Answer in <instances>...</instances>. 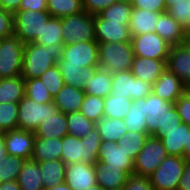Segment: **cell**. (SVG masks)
Listing matches in <instances>:
<instances>
[{"label": "cell", "mask_w": 190, "mask_h": 190, "mask_svg": "<svg viewBox=\"0 0 190 190\" xmlns=\"http://www.w3.org/2000/svg\"><path fill=\"white\" fill-rule=\"evenodd\" d=\"M63 47L60 44L39 45L31 42L24 46L21 76L24 79L40 78L47 70L57 64Z\"/></svg>", "instance_id": "6da1fadb"}, {"label": "cell", "mask_w": 190, "mask_h": 190, "mask_svg": "<svg viewBox=\"0 0 190 190\" xmlns=\"http://www.w3.org/2000/svg\"><path fill=\"white\" fill-rule=\"evenodd\" d=\"M144 110L149 135L159 138L164 129H171L182 123L174 103L150 93L145 97Z\"/></svg>", "instance_id": "7a4b0ae2"}, {"label": "cell", "mask_w": 190, "mask_h": 190, "mask_svg": "<svg viewBox=\"0 0 190 190\" xmlns=\"http://www.w3.org/2000/svg\"><path fill=\"white\" fill-rule=\"evenodd\" d=\"M102 139L97 129L90 131L84 138L66 135L62 138L61 160L65 165L73 163L94 164Z\"/></svg>", "instance_id": "3957f363"}, {"label": "cell", "mask_w": 190, "mask_h": 190, "mask_svg": "<svg viewBox=\"0 0 190 190\" xmlns=\"http://www.w3.org/2000/svg\"><path fill=\"white\" fill-rule=\"evenodd\" d=\"M98 51L99 67L111 75L131 70L135 57L131 41L99 43Z\"/></svg>", "instance_id": "277c9868"}, {"label": "cell", "mask_w": 190, "mask_h": 190, "mask_svg": "<svg viewBox=\"0 0 190 190\" xmlns=\"http://www.w3.org/2000/svg\"><path fill=\"white\" fill-rule=\"evenodd\" d=\"M51 17L47 10L19 9L13 14L14 34L26 43L33 42L41 34L46 23Z\"/></svg>", "instance_id": "5b68a950"}, {"label": "cell", "mask_w": 190, "mask_h": 190, "mask_svg": "<svg viewBox=\"0 0 190 190\" xmlns=\"http://www.w3.org/2000/svg\"><path fill=\"white\" fill-rule=\"evenodd\" d=\"M58 111L54 102L40 104L25 96L18 103L17 129L34 133L39 124Z\"/></svg>", "instance_id": "8992f818"}, {"label": "cell", "mask_w": 190, "mask_h": 190, "mask_svg": "<svg viewBox=\"0 0 190 190\" xmlns=\"http://www.w3.org/2000/svg\"><path fill=\"white\" fill-rule=\"evenodd\" d=\"M62 37L64 45L80 41H95L94 15L83 11L62 18Z\"/></svg>", "instance_id": "52a82bcc"}, {"label": "cell", "mask_w": 190, "mask_h": 190, "mask_svg": "<svg viewBox=\"0 0 190 190\" xmlns=\"http://www.w3.org/2000/svg\"><path fill=\"white\" fill-rule=\"evenodd\" d=\"M98 50L99 43L96 40L64 45L57 65L74 67L99 66Z\"/></svg>", "instance_id": "ba28073f"}, {"label": "cell", "mask_w": 190, "mask_h": 190, "mask_svg": "<svg viewBox=\"0 0 190 190\" xmlns=\"http://www.w3.org/2000/svg\"><path fill=\"white\" fill-rule=\"evenodd\" d=\"M25 44L15 34L0 42V79L21 75Z\"/></svg>", "instance_id": "9c48e42d"}, {"label": "cell", "mask_w": 190, "mask_h": 190, "mask_svg": "<svg viewBox=\"0 0 190 190\" xmlns=\"http://www.w3.org/2000/svg\"><path fill=\"white\" fill-rule=\"evenodd\" d=\"M167 156L160 138L148 136L144 147L134 160L133 174L149 178Z\"/></svg>", "instance_id": "30bf717a"}, {"label": "cell", "mask_w": 190, "mask_h": 190, "mask_svg": "<svg viewBox=\"0 0 190 190\" xmlns=\"http://www.w3.org/2000/svg\"><path fill=\"white\" fill-rule=\"evenodd\" d=\"M185 162L183 157L168 155L149 177L154 190H177Z\"/></svg>", "instance_id": "8fae6325"}, {"label": "cell", "mask_w": 190, "mask_h": 190, "mask_svg": "<svg viewBox=\"0 0 190 190\" xmlns=\"http://www.w3.org/2000/svg\"><path fill=\"white\" fill-rule=\"evenodd\" d=\"M152 84L136 78L131 70L112 75L111 95L129 97L132 101L152 93Z\"/></svg>", "instance_id": "7c38bea8"}, {"label": "cell", "mask_w": 190, "mask_h": 190, "mask_svg": "<svg viewBox=\"0 0 190 190\" xmlns=\"http://www.w3.org/2000/svg\"><path fill=\"white\" fill-rule=\"evenodd\" d=\"M134 56L168 61L171 45L156 32L131 37Z\"/></svg>", "instance_id": "4fadbf2b"}, {"label": "cell", "mask_w": 190, "mask_h": 190, "mask_svg": "<svg viewBox=\"0 0 190 190\" xmlns=\"http://www.w3.org/2000/svg\"><path fill=\"white\" fill-rule=\"evenodd\" d=\"M35 135L33 132L13 129L4 133L5 147L8 155L29 160L33 156Z\"/></svg>", "instance_id": "5bb4252c"}, {"label": "cell", "mask_w": 190, "mask_h": 190, "mask_svg": "<svg viewBox=\"0 0 190 190\" xmlns=\"http://www.w3.org/2000/svg\"><path fill=\"white\" fill-rule=\"evenodd\" d=\"M95 40L98 43L131 41L128 25L124 22L106 21L98 14L94 15Z\"/></svg>", "instance_id": "9a60e30c"}, {"label": "cell", "mask_w": 190, "mask_h": 190, "mask_svg": "<svg viewBox=\"0 0 190 190\" xmlns=\"http://www.w3.org/2000/svg\"><path fill=\"white\" fill-rule=\"evenodd\" d=\"M97 161L119 167L129 176L134 173V159L117 142L102 140Z\"/></svg>", "instance_id": "2e32d148"}, {"label": "cell", "mask_w": 190, "mask_h": 190, "mask_svg": "<svg viewBox=\"0 0 190 190\" xmlns=\"http://www.w3.org/2000/svg\"><path fill=\"white\" fill-rule=\"evenodd\" d=\"M167 68L190 88V45L188 42L171 46Z\"/></svg>", "instance_id": "e0dca14e"}, {"label": "cell", "mask_w": 190, "mask_h": 190, "mask_svg": "<svg viewBox=\"0 0 190 190\" xmlns=\"http://www.w3.org/2000/svg\"><path fill=\"white\" fill-rule=\"evenodd\" d=\"M65 183L72 190H86L97 184L94 164L73 163L66 165Z\"/></svg>", "instance_id": "ac0fdd59"}, {"label": "cell", "mask_w": 190, "mask_h": 190, "mask_svg": "<svg viewBox=\"0 0 190 190\" xmlns=\"http://www.w3.org/2000/svg\"><path fill=\"white\" fill-rule=\"evenodd\" d=\"M188 87L168 68L152 86V93L161 99L175 103Z\"/></svg>", "instance_id": "d6986e66"}, {"label": "cell", "mask_w": 190, "mask_h": 190, "mask_svg": "<svg viewBox=\"0 0 190 190\" xmlns=\"http://www.w3.org/2000/svg\"><path fill=\"white\" fill-rule=\"evenodd\" d=\"M96 181L104 190H122L129 175L121 168L100 161L94 163Z\"/></svg>", "instance_id": "ffe728a7"}, {"label": "cell", "mask_w": 190, "mask_h": 190, "mask_svg": "<svg viewBox=\"0 0 190 190\" xmlns=\"http://www.w3.org/2000/svg\"><path fill=\"white\" fill-rule=\"evenodd\" d=\"M155 32L171 46L187 42V30L168 12L159 15Z\"/></svg>", "instance_id": "44dd1931"}, {"label": "cell", "mask_w": 190, "mask_h": 190, "mask_svg": "<svg viewBox=\"0 0 190 190\" xmlns=\"http://www.w3.org/2000/svg\"><path fill=\"white\" fill-rule=\"evenodd\" d=\"M167 68L164 60L134 57L131 73L138 79L154 84Z\"/></svg>", "instance_id": "7402d4cb"}, {"label": "cell", "mask_w": 190, "mask_h": 190, "mask_svg": "<svg viewBox=\"0 0 190 190\" xmlns=\"http://www.w3.org/2000/svg\"><path fill=\"white\" fill-rule=\"evenodd\" d=\"M160 14L161 12L158 11L132 8L128 25L131 37L155 32Z\"/></svg>", "instance_id": "603a6c76"}, {"label": "cell", "mask_w": 190, "mask_h": 190, "mask_svg": "<svg viewBox=\"0 0 190 190\" xmlns=\"http://www.w3.org/2000/svg\"><path fill=\"white\" fill-rule=\"evenodd\" d=\"M85 92L72 85H64L53 97L57 109L64 114L78 112L83 102Z\"/></svg>", "instance_id": "cb8c5ba5"}, {"label": "cell", "mask_w": 190, "mask_h": 190, "mask_svg": "<svg viewBox=\"0 0 190 190\" xmlns=\"http://www.w3.org/2000/svg\"><path fill=\"white\" fill-rule=\"evenodd\" d=\"M165 132L159 137L168 155L183 157L184 143H186L187 132L190 127L185 123L171 129H164Z\"/></svg>", "instance_id": "d4e9b609"}, {"label": "cell", "mask_w": 190, "mask_h": 190, "mask_svg": "<svg viewBox=\"0 0 190 190\" xmlns=\"http://www.w3.org/2000/svg\"><path fill=\"white\" fill-rule=\"evenodd\" d=\"M35 137L63 138L68 135L67 114L58 111L39 124L34 131Z\"/></svg>", "instance_id": "484cf974"}, {"label": "cell", "mask_w": 190, "mask_h": 190, "mask_svg": "<svg viewBox=\"0 0 190 190\" xmlns=\"http://www.w3.org/2000/svg\"><path fill=\"white\" fill-rule=\"evenodd\" d=\"M61 156L62 138H35L32 160L40 163L61 159Z\"/></svg>", "instance_id": "4316f807"}, {"label": "cell", "mask_w": 190, "mask_h": 190, "mask_svg": "<svg viewBox=\"0 0 190 190\" xmlns=\"http://www.w3.org/2000/svg\"><path fill=\"white\" fill-rule=\"evenodd\" d=\"M42 177L39 162L29 159L23 164L16 181L21 190H45Z\"/></svg>", "instance_id": "83f0119b"}, {"label": "cell", "mask_w": 190, "mask_h": 190, "mask_svg": "<svg viewBox=\"0 0 190 190\" xmlns=\"http://www.w3.org/2000/svg\"><path fill=\"white\" fill-rule=\"evenodd\" d=\"M25 97V79L20 76L0 79V103H19Z\"/></svg>", "instance_id": "f1b7e54d"}, {"label": "cell", "mask_w": 190, "mask_h": 190, "mask_svg": "<svg viewBox=\"0 0 190 190\" xmlns=\"http://www.w3.org/2000/svg\"><path fill=\"white\" fill-rule=\"evenodd\" d=\"M98 67L59 66L64 85H72L82 90H84L86 82L92 79Z\"/></svg>", "instance_id": "f546056e"}, {"label": "cell", "mask_w": 190, "mask_h": 190, "mask_svg": "<svg viewBox=\"0 0 190 190\" xmlns=\"http://www.w3.org/2000/svg\"><path fill=\"white\" fill-rule=\"evenodd\" d=\"M144 104L145 98H139L131 102L129 112L124 118L128 131L149 134L146 125L147 113L144 110Z\"/></svg>", "instance_id": "4dcf8cb0"}, {"label": "cell", "mask_w": 190, "mask_h": 190, "mask_svg": "<svg viewBox=\"0 0 190 190\" xmlns=\"http://www.w3.org/2000/svg\"><path fill=\"white\" fill-rule=\"evenodd\" d=\"M102 140L118 142L128 132L124 119L103 117L95 123Z\"/></svg>", "instance_id": "1f68e13d"}, {"label": "cell", "mask_w": 190, "mask_h": 190, "mask_svg": "<svg viewBox=\"0 0 190 190\" xmlns=\"http://www.w3.org/2000/svg\"><path fill=\"white\" fill-rule=\"evenodd\" d=\"M112 75L105 69L98 67L92 79L86 82L85 94L106 98L111 94Z\"/></svg>", "instance_id": "d6a6232c"}, {"label": "cell", "mask_w": 190, "mask_h": 190, "mask_svg": "<svg viewBox=\"0 0 190 190\" xmlns=\"http://www.w3.org/2000/svg\"><path fill=\"white\" fill-rule=\"evenodd\" d=\"M40 171L44 189L65 182L66 165L61 159L40 162Z\"/></svg>", "instance_id": "836d02e7"}, {"label": "cell", "mask_w": 190, "mask_h": 190, "mask_svg": "<svg viewBox=\"0 0 190 190\" xmlns=\"http://www.w3.org/2000/svg\"><path fill=\"white\" fill-rule=\"evenodd\" d=\"M62 18L50 17L49 20L44 23L42 32L38 37L33 41L39 45H51L60 44L64 46V41L62 37Z\"/></svg>", "instance_id": "e575fe53"}, {"label": "cell", "mask_w": 190, "mask_h": 190, "mask_svg": "<svg viewBox=\"0 0 190 190\" xmlns=\"http://www.w3.org/2000/svg\"><path fill=\"white\" fill-rule=\"evenodd\" d=\"M47 11L56 18L79 14L84 11L83 0H47Z\"/></svg>", "instance_id": "d590c367"}, {"label": "cell", "mask_w": 190, "mask_h": 190, "mask_svg": "<svg viewBox=\"0 0 190 190\" xmlns=\"http://www.w3.org/2000/svg\"><path fill=\"white\" fill-rule=\"evenodd\" d=\"M132 99L109 95L104 98V117L124 119L129 112Z\"/></svg>", "instance_id": "8d00e7d4"}, {"label": "cell", "mask_w": 190, "mask_h": 190, "mask_svg": "<svg viewBox=\"0 0 190 190\" xmlns=\"http://www.w3.org/2000/svg\"><path fill=\"white\" fill-rule=\"evenodd\" d=\"M68 135L84 138L95 129V122L87 119L80 111L67 114Z\"/></svg>", "instance_id": "74e56055"}, {"label": "cell", "mask_w": 190, "mask_h": 190, "mask_svg": "<svg viewBox=\"0 0 190 190\" xmlns=\"http://www.w3.org/2000/svg\"><path fill=\"white\" fill-rule=\"evenodd\" d=\"M132 8L131 3L115 2L98 15L106 21L124 22V25H129Z\"/></svg>", "instance_id": "f35d334b"}, {"label": "cell", "mask_w": 190, "mask_h": 190, "mask_svg": "<svg viewBox=\"0 0 190 190\" xmlns=\"http://www.w3.org/2000/svg\"><path fill=\"white\" fill-rule=\"evenodd\" d=\"M150 136L145 133H138L128 131L123 137L117 142V145L122 147L125 152L129 154L134 160L138 153L144 147L145 141Z\"/></svg>", "instance_id": "ab89813d"}, {"label": "cell", "mask_w": 190, "mask_h": 190, "mask_svg": "<svg viewBox=\"0 0 190 190\" xmlns=\"http://www.w3.org/2000/svg\"><path fill=\"white\" fill-rule=\"evenodd\" d=\"M79 111L87 119L96 123L104 117V99L85 94Z\"/></svg>", "instance_id": "60d3db41"}, {"label": "cell", "mask_w": 190, "mask_h": 190, "mask_svg": "<svg viewBox=\"0 0 190 190\" xmlns=\"http://www.w3.org/2000/svg\"><path fill=\"white\" fill-rule=\"evenodd\" d=\"M25 96L40 104L53 102V96L40 78L25 79Z\"/></svg>", "instance_id": "b9f144b4"}, {"label": "cell", "mask_w": 190, "mask_h": 190, "mask_svg": "<svg viewBox=\"0 0 190 190\" xmlns=\"http://www.w3.org/2000/svg\"><path fill=\"white\" fill-rule=\"evenodd\" d=\"M25 159L7 155L0 161V183L17 180Z\"/></svg>", "instance_id": "7bdbcfd3"}, {"label": "cell", "mask_w": 190, "mask_h": 190, "mask_svg": "<svg viewBox=\"0 0 190 190\" xmlns=\"http://www.w3.org/2000/svg\"><path fill=\"white\" fill-rule=\"evenodd\" d=\"M18 103H0V127L4 132L17 129Z\"/></svg>", "instance_id": "ee69618b"}, {"label": "cell", "mask_w": 190, "mask_h": 190, "mask_svg": "<svg viewBox=\"0 0 190 190\" xmlns=\"http://www.w3.org/2000/svg\"><path fill=\"white\" fill-rule=\"evenodd\" d=\"M41 81L47 87L49 93L54 97L64 86L63 78L59 66L56 64L52 68L47 69L41 76Z\"/></svg>", "instance_id": "f6af8a7d"}, {"label": "cell", "mask_w": 190, "mask_h": 190, "mask_svg": "<svg viewBox=\"0 0 190 190\" xmlns=\"http://www.w3.org/2000/svg\"><path fill=\"white\" fill-rule=\"evenodd\" d=\"M166 12L177 20L187 31L190 30V1L189 5L166 6Z\"/></svg>", "instance_id": "bcb514c9"}, {"label": "cell", "mask_w": 190, "mask_h": 190, "mask_svg": "<svg viewBox=\"0 0 190 190\" xmlns=\"http://www.w3.org/2000/svg\"><path fill=\"white\" fill-rule=\"evenodd\" d=\"M181 121L190 127V88L174 103Z\"/></svg>", "instance_id": "7dc6e473"}, {"label": "cell", "mask_w": 190, "mask_h": 190, "mask_svg": "<svg viewBox=\"0 0 190 190\" xmlns=\"http://www.w3.org/2000/svg\"><path fill=\"white\" fill-rule=\"evenodd\" d=\"M122 190H154L150 178L132 174Z\"/></svg>", "instance_id": "c3c4849f"}, {"label": "cell", "mask_w": 190, "mask_h": 190, "mask_svg": "<svg viewBox=\"0 0 190 190\" xmlns=\"http://www.w3.org/2000/svg\"><path fill=\"white\" fill-rule=\"evenodd\" d=\"M14 34L13 13L0 7V38Z\"/></svg>", "instance_id": "681fc988"}, {"label": "cell", "mask_w": 190, "mask_h": 190, "mask_svg": "<svg viewBox=\"0 0 190 190\" xmlns=\"http://www.w3.org/2000/svg\"><path fill=\"white\" fill-rule=\"evenodd\" d=\"M132 7L150 11L166 12L165 0H132Z\"/></svg>", "instance_id": "f907efd6"}, {"label": "cell", "mask_w": 190, "mask_h": 190, "mask_svg": "<svg viewBox=\"0 0 190 190\" xmlns=\"http://www.w3.org/2000/svg\"><path fill=\"white\" fill-rule=\"evenodd\" d=\"M110 5V0H83L84 11L91 15L99 14Z\"/></svg>", "instance_id": "816d5d0a"}, {"label": "cell", "mask_w": 190, "mask_h": 190, "mask_svg": "<svg viewBox=\"0 0 190 190\" xmlns=\"http://www.w3.org/2000/svg\"><path fill=\"white\" fill-rule=\"evenodd\" d=\"M20 9L23 10H47V0H22Z\"/></svg>", "instance_id": "f5cc1de1"}, {"label": "cell", "mask_w": 190, "mask_h": 190, "mask_svg": "<svg viewBox=\"0 0 190 190\" xmlns=\"http://www.w3.org/2000/svg\"><path fill=\"white\" fill-rule=\"evenodd\" d=\"M177 190H190V161L185 162V167Z\"/></svg>", "instance_id": "db71d44e"}, {"label": "cell", "mask_w": 190, "mask_h": 190, "mask_svg": "<svg viewBox=\"0 0 190 190\" xmlns=\"http://www.w3.org/2000/svg\"><path fill=\"white\" fill-rule=\"evenodd\" d=\"M21 1L22 0H0V7L14 14L20 9Z\"/></svg>", "instance_id": "11a10c76"}, {"label": "cell", "mask_w": 190, "mask_h": 190, "mask_svg": "<svg viewBox=\"0 0 190 190\" xmlns=\"http://www.w3.org/2000/svg\"><path fill=\"white\" fill-rule=\"evenodd\" d=\"M0 190H21V188L19 183L14 180L0 183Z\"/></svg>", "instance_id": "9f6ffc18"}, {"label": "cell", "mask_w": 190, "mask_h": 190, "mask_svg": "<svg viewBox=\"0 0 190 190\" xmlns=\"http://www.w3.org/2000/svg\"><path fill=\"white\" fill-rule=\"evenodd\" d=\"M183 158L186 161H190V131L187 132L186 143H184Z\"/></svg>", "instance_id": "6f0895ef"}, {"label": "cell", "mask_w": 190, "mask_h": 190, "mask_svg": "<svg viewBox=\"0 0 190 190\" xmlns=\"http://www.w3.org/2000/svg\"><path fill=\"white\" fill-rule=\"evenodd\" d=\"M190 0H165L166 6L189 5Z\"/></svg>", "instance_id": "680465c9"}, {"label": "cell", "mask_w": 190, "mask_h": 190, "mask_svg": "<svg viewBox=\"0 0 190 190\" xmlns=\"http://www.w3.org/2000/svg\"><path fill=\"white\" fill-rule=\"evenodd\" d=\"M8 153L5 147L4 135H0V161L7 156Z\"/></svg>", "instance_id": "91938a15"}, {"label": "cell", "mask_w": 190, "mask_h": 190, "mask_svg": "<svg viewBox=\"0 0 190 190\" xmlns=\"http://www.w3.org/2000/svg\"><path fill=\"white\" fill-rule=\"evenodd\" d=\"M45 190H72V189L64 182L62 184L46 188Z\"/></svg>", "instance_id": "94428289"}, {"label": "cell", "mask_w": 190, "mask_h": 190, "mask_svg": "<svg viewBox=\"0 0 190 190\" xmlns=\"http://www.w3.org/2000/svg\"><path fill=\"white\" fill-rule=\"evenodd\" d=\"M115 2L132 3V0H110V5L114 4Z\"/></svg>", "instance_id": "6125c7cd"}, {"label": "cell", "mask_w": 190, "mask_h": 190, "mask_svg": "<svg viewBox=\"0 0 190 190\" xmlns=\"http://www.w3.org/2000/svg\"><path fill=\"white\" fill-rule=\"evenodd\" d=\"M86 190H104V189L100 185L95 184L94 186L89 187V189Z\"/></svg>", "instance_id": "be15d7a7"}, {"label": "cell", "mask_w": 190, "mask_h": 190, "mask_svg": "<svg viewBox=\"0 0 190 190\" xmlns=\"http://www.w3.org/2000/svg\"><path fill=\"white\" fill-rule=\"evenodd\" d=\"M187 42L190 45V30L187 31Z\"/></svg>", "instance_id": "e7e4bbea"}, {"label": "cell", "mask_w": 190, "mask_h": 190, "mask_svg": "<svg viewBox=\"0 0 190 190\" xmlns=\"http://www.w3.org/2000/svg\"><path fill=\"white\" fill-rule=\"evenodd\" d=\"M4 131L2 130V128L0 127V135H4Z\"/></svg>", "instance_id": "03108f58"}]
</instances>
